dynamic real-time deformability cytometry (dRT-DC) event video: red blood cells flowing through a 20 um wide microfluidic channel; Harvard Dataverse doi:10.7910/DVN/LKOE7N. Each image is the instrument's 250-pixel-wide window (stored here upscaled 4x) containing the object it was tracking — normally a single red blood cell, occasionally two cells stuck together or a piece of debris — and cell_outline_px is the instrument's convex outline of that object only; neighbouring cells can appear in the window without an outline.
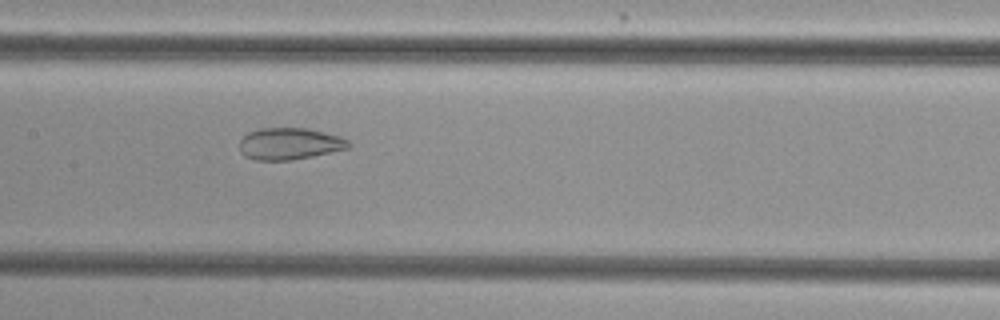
{"species": "common noctule bat (a hibernating species)", "species_latin": "Nyctalus noctula", "temperature_condition": "cold", "stored_images_in_passage": 47, "camera_frame_rate_fps": 3000, "um_per_image_px": 0.085, "animal": {"sex": "female", "body_mass_g": 29.2, "forearm_length_mm": 56.3}, "frame": {"image": 1, "passage_image": 20, "time_ms": 6.333, "image_size_px": [1000, 320], "cell_outline_px": [[352, 144], [348, 148], [312, 156], [292, 160], [256, 160], [244, 156], [240, 152], [240, 140], [248, 132], [260, 128], [308, 128], [340, 136], [348, 140]], "centroid_in_image_um": [24.6, 12.21], "position_along_channel_um": 182.8, "area_um2": 20.23}}
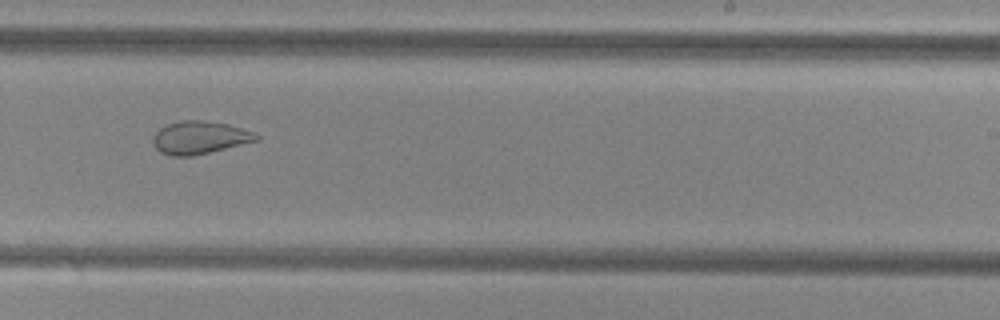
{"frame": {"image": 2, "passage_image": 27, "time_ms": 8.667, "image_size_px": [1000, 320], "cell_outline_px": [[260, 140], [192, 156], [172, 156], [160, 152], [152, 144], [152, 136], [160, 128], [168, 124], [180, 120], [204, 120], [228, 124], [252, 132], [260, 136]], "centroid_in_image_um": [16.94, 11.69], "position_along_channel_um": 272.1, "area_um2": 19.77}}
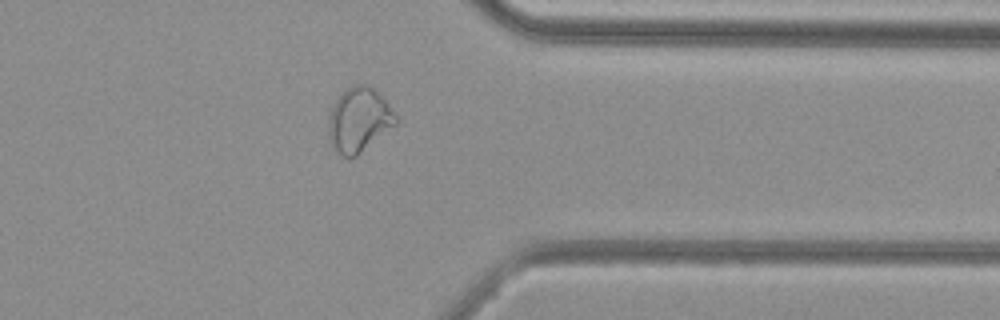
{"frame": {"image": 3, "passage_image": 36, "time_ms": 11.667, "image_size_px": [1000, 320], "cell_outline_px": [[396, 124], [356, 156], [344, 156], [332, 148], [328, 136], [328, 120], [332, 104], [352, 84], [368, 84], [388, 104], [396, 116]], "centroid_in_image_um": [30.47, 10.19], "position_along_channel_um": 380.9, "area_um2": 24.8}, "authors_computed_cell_mechanics": {"area_um2": 26.0678, "velocity_mm_per_s": 3.8347, "shape_relaxation_time_tau1_ms": null, "shape_relaxation_time_tau2_ms": 1.126, "deformation_change_tau1": null, "deformation_change_tau2": 0.0682}}